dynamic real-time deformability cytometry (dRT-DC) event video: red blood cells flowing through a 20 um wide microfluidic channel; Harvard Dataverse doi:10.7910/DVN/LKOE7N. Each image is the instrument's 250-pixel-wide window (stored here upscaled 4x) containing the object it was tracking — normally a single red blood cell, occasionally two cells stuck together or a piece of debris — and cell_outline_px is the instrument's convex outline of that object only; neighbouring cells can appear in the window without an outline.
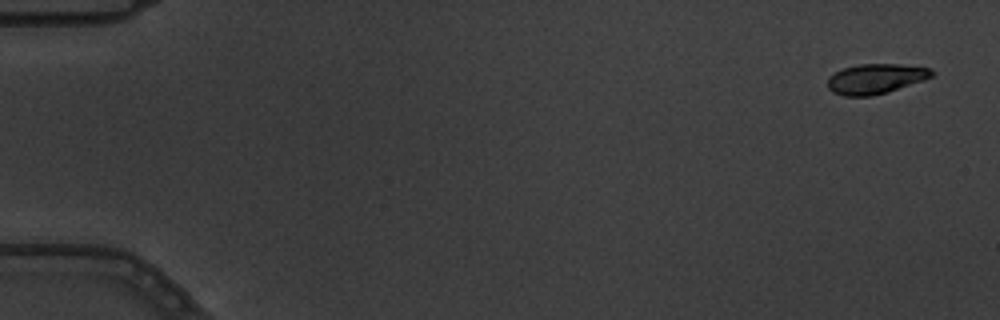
{"species": "common noctule bat (a hibernating species)", "species_latin": "Nyctalus noctula", "temperature_condition": "warm", "stored_images_in_passage": 6, "camera_frame_rate_fps": 3000, "um_per_image_px": 0.085, "animal": {"sex": "male", "body_mass_g": 19.5, "forearm_length_mm": 54.6}, "frame": {"image": 1, "passage_image": 1, "time_ms": 0.0, "image_size_px": [1000, 320], "cell_outline_px": [[932, 76], [924, 80], [888, 92], [872, 96], [844, 96], [832, 92], [828, 88], [828, 76], [844, 68], [860, 64], [896, 64], [932, 68]], "centroid_in_image_um": [74.41, 6.7], "position_along_channel_um": 10.6, "area_um2": 18.15}}
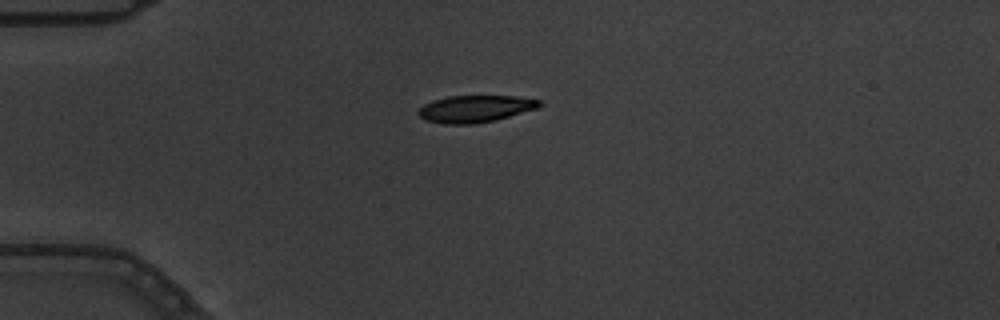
{"frame": {"image": 2, "passage_image": 5, "time_ms": 1.333, "image_size_px": [1000, 320], "cell_outline_px": [[544, 104], [536, 108], [496, 120], [476, 124], [444, 124], [424, 120], [416, 112], [424, 104], [432, 100], [448, 96], [516, 96], [544, 100]], "centroid_in_image_um": [40.4, 9.24], "position_along_channel_um": 44.6, "area_um2": 19.25}}